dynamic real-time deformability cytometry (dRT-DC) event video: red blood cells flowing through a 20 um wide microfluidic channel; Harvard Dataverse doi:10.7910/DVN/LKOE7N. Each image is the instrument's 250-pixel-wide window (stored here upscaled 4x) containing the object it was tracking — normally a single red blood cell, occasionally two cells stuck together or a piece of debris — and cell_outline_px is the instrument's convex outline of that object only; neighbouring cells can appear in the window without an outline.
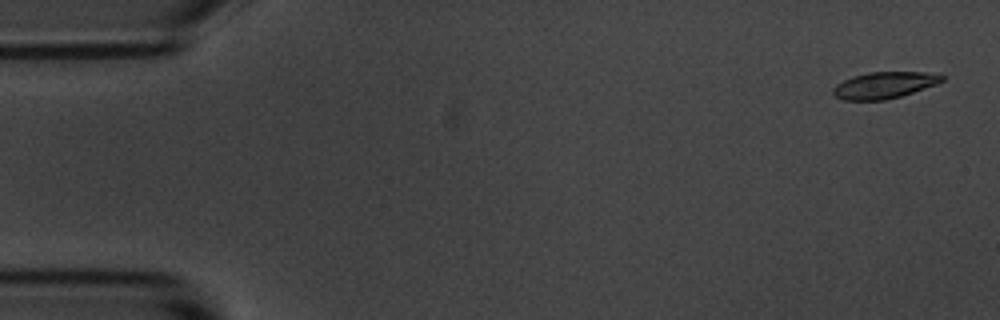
{"species": "common noctule bat (a hibernating species)", "species_latin": "Nyctalus noctula", "temperature_condition": "room temperature", "stored_images_in_passage": 3, "camera_frame_rate_fps": 3000, "um_per_image_px": 0.085, "animal": {"sex": "male", "body_mass_g": 20.1, "forearm_length_mm": 53.5}, "frame": {"image": 1, "passage_image": 1, "time_ms": 0.0, "image_size_px": [1000, 320], "cell_outline_px": [[944, 80], [936, 84], [900, 96], [884, 100], [844, 100], [836, 96], [832, 92], [832, 88], [836, 84], [852, 76], [868, 72], [924, 72], [944, 76]], "centroid_in_image_um": [75.12, 7.23], "position_along_channel_um": 9.9, "area_um2": 16.65}}